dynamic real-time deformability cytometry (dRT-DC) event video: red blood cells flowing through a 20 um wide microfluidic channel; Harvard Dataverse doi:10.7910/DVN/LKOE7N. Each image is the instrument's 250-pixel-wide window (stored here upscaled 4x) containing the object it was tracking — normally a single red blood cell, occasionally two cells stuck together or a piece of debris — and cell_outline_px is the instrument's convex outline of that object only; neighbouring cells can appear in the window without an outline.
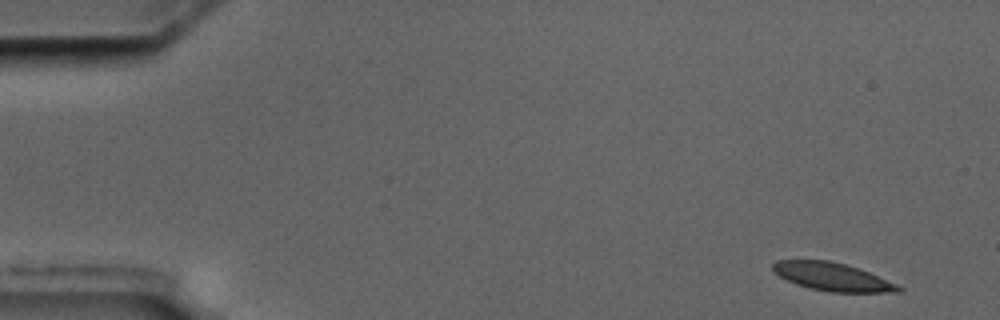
{"species": "common noctule bat (a hibernating species)", "species_latin": "Nyctalus noctula", "temperature_condition": "cold", "stored_images_in_passage": 4, "camera_frame_rate_fps": 3000, "um_per_image_px": 0.085, "animal": {"sex": "male", "body_mass_g": 17.5, "forearm_length_mm": 52.3}, "frame": {"image": 1, "passage_image": 1, "time_ms": 0.0, "image_size_px": [1000, 320], "cell_outline_px": [[904, 288], [900, 292], [828, 292], [808, 288], [796, 284], [772, 272], [772, 264], [776, 260], [828, 260], [844, 264], [868, 272], [896, 284]], "centroid_in_image_um": [70.7, 23.53], "position_along_channel_um": 14.3, "area_um2": 20.4}}
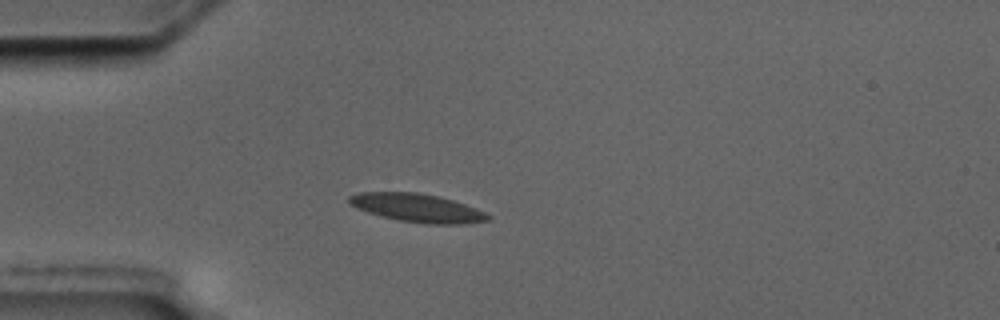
{"frame": {"image": 2, "passage_image": 4, "time_ms": 4.0, "image_size_px": [1000, 320], "cell_outline_px": [[492, 216], [488, 220], [460, 224], [428, 224], [400, 220], [380, 216], [368, 212], [348, 204], [348, 196], [356, 192], [416, 192], [436, 196], [452, 200], [464, 204], [484, 212]], "centroid_in_image_um": [35.41, 17.66], "position_along_channel_um": 49.6, "area_um2": 22.72}}